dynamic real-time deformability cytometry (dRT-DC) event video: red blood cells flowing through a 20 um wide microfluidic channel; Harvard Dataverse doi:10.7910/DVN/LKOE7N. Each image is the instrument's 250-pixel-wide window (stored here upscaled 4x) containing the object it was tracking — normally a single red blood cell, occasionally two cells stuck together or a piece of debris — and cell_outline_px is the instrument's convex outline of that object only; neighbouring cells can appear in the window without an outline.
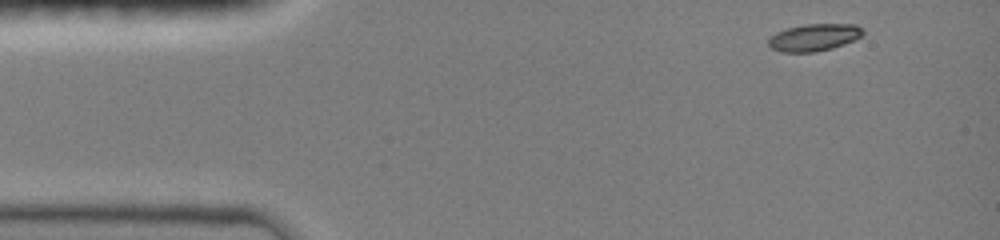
{"species": "common noctule bat (a hibernating species)", "species_latin": "Nyctalus noctula", "temperature_condition": "room temperature", "stored_images_in_passage": 42, "camera_frame_rate_fps": 3000, "um_per_image_px": 0.085, "animal": {"sex": "female", "body_mass_g": 19.0, "forearm_length_mm": 51.5}, "frame": {"image": 1, "passage_image": 1, "time_ms": 0.0, "image_size_px": [1000, 240], "cell_outline_px": [[864, 32], [860, 36], [844, 44], [832, 48], [812, 52], [780, 52], [772, 48], [768, 44], [768, 40], [776, 32], [788, 28], [804, 24], [856, 24]], "centroid_in_image_um": [69.17, 3.18], "position_along_channel_um": 15.8, "area_um2": 14.74}}
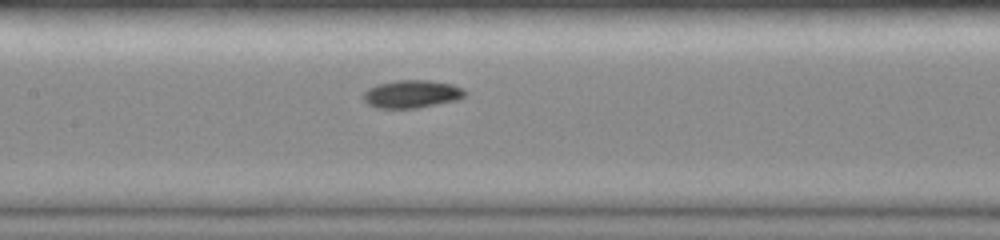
{"frame": {"image": 2, "passage_image": 19, "time_ms": 6.0, "image_size_px": [1000, 240], "cell_outline_px": [[468, 92], [460, 100], [416, 108], [376, 108], [368, 104], [364, 100], [364, 92], [368, 88], [376, 84], [396, 80], [428, 80], [452, 84], [464, 88]], "centroid_in_image_um": [35.04, 7.99], "position_along_channel_um": 172.4, "area_um2": 16.7}}
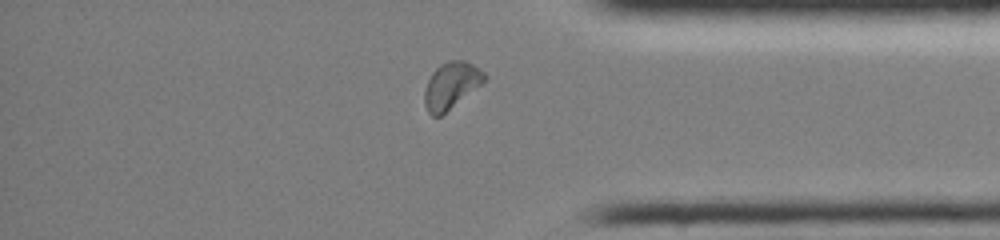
{"frame": {"image": 3, "passage_image": 36, "time_ms": 11.667, "image_size_px": [1000, 240], "cell_outline_px": [[488, 76], [480, 84], [440, 116], [432, 116], [428, 112], [424, 104], [424, 92], [428, 80], [432, 72], [440, 64], [448, 60], [464, 60], [472, 64], [484, 72]], "centroid_in_image_um": [38.32, 7.24], "position_along_channel_um": 396.9, "area_um2": 15.9}, "authors_computed_cell_mechanics": {"area_um2": 15.8083, "velocity_mm_per_s": 4.0307, "shape_relaxation_time_tau1_ms": 3.1706, "shape_relaxation_time_tau2_ms": null, "deformation_change_tau1": 0.1347, "deformation_change_tau2": null}}